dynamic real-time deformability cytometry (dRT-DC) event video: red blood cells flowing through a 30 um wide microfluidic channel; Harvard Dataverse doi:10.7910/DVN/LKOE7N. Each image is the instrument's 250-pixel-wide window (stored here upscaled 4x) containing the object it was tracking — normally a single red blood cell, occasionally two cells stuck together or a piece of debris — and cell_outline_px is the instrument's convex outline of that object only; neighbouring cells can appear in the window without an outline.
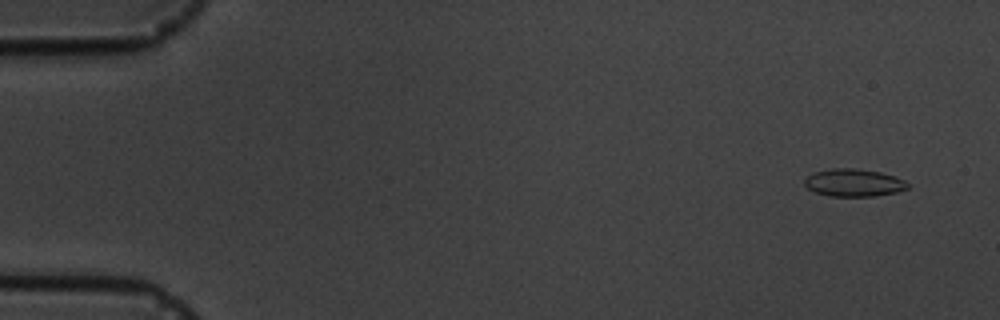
{"species": "common noctule bat (a hibernating species)", "species_latin": "Nyctalus noctula", "temperature_condition": "cold", "stored_images_in_passage": 4, "camera_frame_rate_fps": 3000, "um_per_image_px": 0.085, "animal": {"sex": "male", "body_mass_g": 19.5, "forearm_length_mm": 54.6}, "frame": {"image": 1, "passage_image": 1, "time_ms": 0.0, "image_size_px": [1000, 320], "cell_outline_px": [[908, 188], [896, 192], [872, 196], [828, 196], [816, 192], [808, 188], [804, 184], [804, 180], [812, 172], [832, 168], [856, 168], [880, 172], [904, 180], [908, 184]], "centroid_in_image_um": [72.53, 15.52], "position_along_channel_um": 12.5, "area_um2": 16.47}}